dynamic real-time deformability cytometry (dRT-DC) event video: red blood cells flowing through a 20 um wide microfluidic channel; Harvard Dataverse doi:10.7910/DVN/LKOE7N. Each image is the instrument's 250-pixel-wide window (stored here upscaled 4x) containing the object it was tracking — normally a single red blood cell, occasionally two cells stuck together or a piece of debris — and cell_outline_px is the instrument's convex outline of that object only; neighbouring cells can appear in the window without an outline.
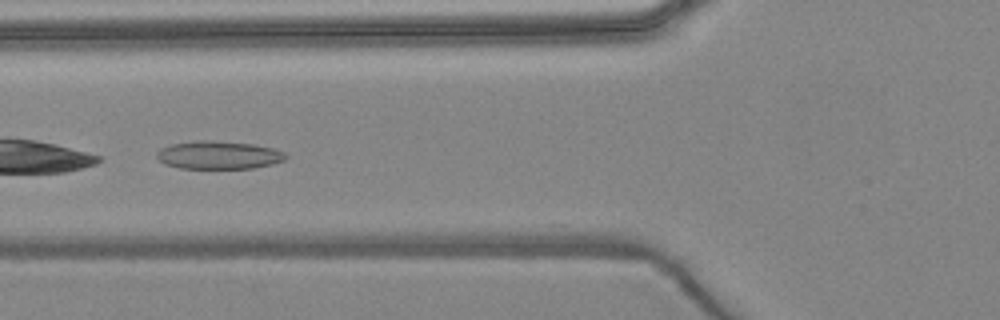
{"species": "common noctule bat (a hibernating species)", "species_latin": "Nyctalus noctula", "temperature_condition": "warm", "stored_images_in_passage": 4, "camera_frame_rate_fps": 3000, "um_per_image_px": 0.085, "animal": {"sex": "female", "body_mass_g": 24.6, "forearm_length_mm": 56.2}, "frame": {"image": 1, "passage_image": 4, "time_ms": 3.667, "image_size_px": [1000, 320], "cell_outline_px": [[288, 156], [284, 160], [272, 164], [252, 168], [180, 168], [164, 164], [156, 156], [156, 152], [160, 148], [172, 144], [196, 140], [212, 140], [252, 144], [272, 148], [284, 152]], "centroid_in_image_um": [18.56, 13.17], "position_along_channel_um": 107.2, "area_um2": 21.04}}